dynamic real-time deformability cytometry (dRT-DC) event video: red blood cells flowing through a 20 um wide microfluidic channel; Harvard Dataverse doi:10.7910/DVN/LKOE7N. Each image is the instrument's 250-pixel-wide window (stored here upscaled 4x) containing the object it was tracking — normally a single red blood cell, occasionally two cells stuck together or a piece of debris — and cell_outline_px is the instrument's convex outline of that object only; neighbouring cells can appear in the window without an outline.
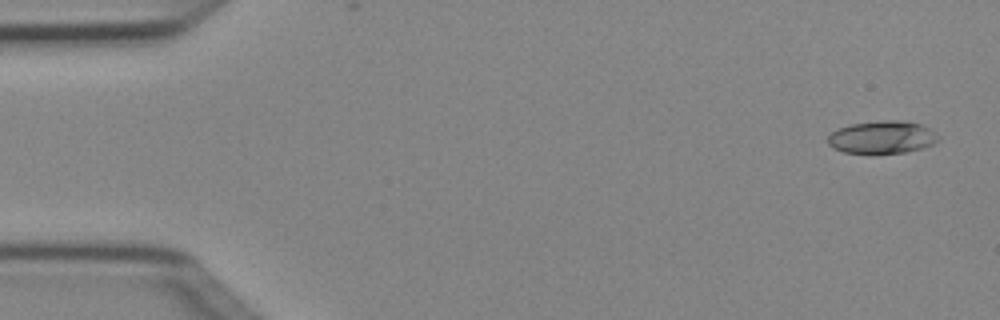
{"species": "Egyptian fruit bat (a non-hibernating species)", "species_latin": "Rousettus aegyptiacus", "temperature_condition": "cold", "stored_images_in_passage": 5, "camera_frame_rate_fps": 3000, "um_per_image_px": 0.085, "animal": {"sex": "female"}, "frame": {"image": 1, "passage_image": 1, "time_ms": 0.0, "image_size_px": [1000, 320], "cell_outline_px": [[940, 140], [932, 144], [920, 148], [904, 152], [872, 156], [844, 152], [832, 148], [828, 144], [828, 136], [836, 128], [852, 124], [880, 120], [904, 120], [920, 124], [928, 128], [940, 136]], "centroid_in_image_um": [74.94, 11.69], "position_along_channel_um": 10.1, "area_um2": 21.68}}